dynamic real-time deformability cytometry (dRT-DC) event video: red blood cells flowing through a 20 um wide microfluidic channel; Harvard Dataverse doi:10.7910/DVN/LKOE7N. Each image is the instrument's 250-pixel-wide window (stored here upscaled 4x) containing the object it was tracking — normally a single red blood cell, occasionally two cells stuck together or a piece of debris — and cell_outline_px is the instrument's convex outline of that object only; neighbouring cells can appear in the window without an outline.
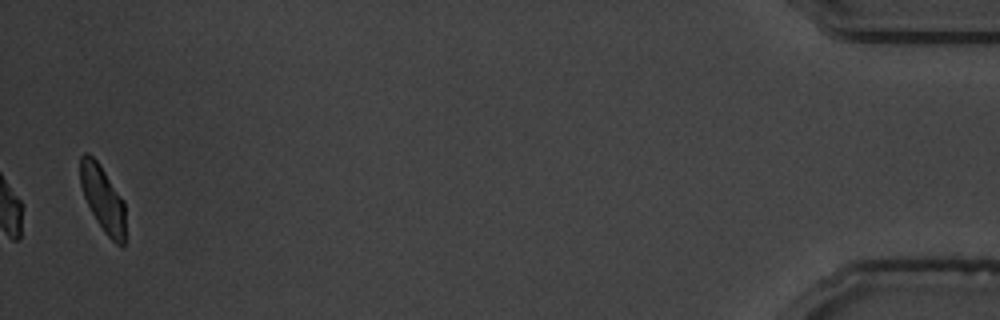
{"species": "common noctule bat (a hibernating species)", "species_latin": "Nyctalus noctula", "temperature_condition": "warm", "stored_images_in_passage": 40, "camera_frame_rate_fps": 3000, "um_per_image_px": 0.085, "animal": {"sex": "male", "body_mass_g": 19.5, "forearm_length_mm": 54.6}, "frame": {"image": 1, "passage_image": 40, "time_ms": 13.0, "image_size_px": [1000, 320], "cell_outline_px": [[124, 248], [116, 244], [104, 232], [96, 220], [84, 196], [80, 184], [80, 156], [84, 152], [88, 152], [100, 164], [124, 200]], "centroid_in_image_um": [8.73, 16.86], "position_along_channel_um": 426.5, "area_um2": 17.34}, "authors_computed_cell_mechanics": {"area_um2": 18.6116, "velocity_mm_per_s": 3.5832, "shape_relaxation_time_tau1_ms": 3.2307, "shape_relaxation_time_tau2_ms": 1.5804, "deformation_change_tau1": 0.1363, "deformation_change_tau2": 0.0653}}